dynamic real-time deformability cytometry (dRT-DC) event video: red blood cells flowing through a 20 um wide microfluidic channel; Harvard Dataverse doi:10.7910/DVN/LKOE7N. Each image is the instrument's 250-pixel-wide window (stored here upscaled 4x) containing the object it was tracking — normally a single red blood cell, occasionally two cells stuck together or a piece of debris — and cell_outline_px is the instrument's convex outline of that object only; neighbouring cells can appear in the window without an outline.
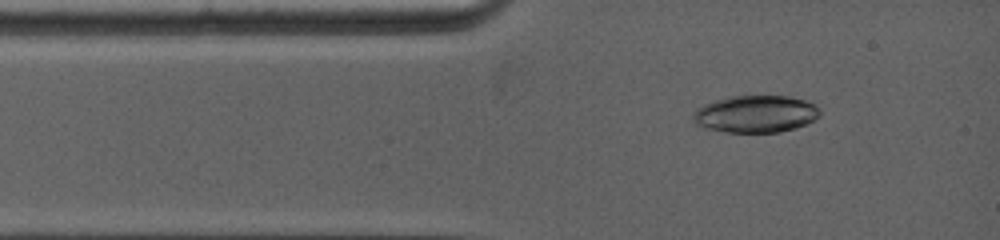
{"species": "common noctule bat (a hibernating species)", "species_latin": "Nyctalus noctula", "temperature_condition": "warm", "stored_images_in_passage": 2, "camera_frame_rate_fps": 5000, "um_per_image_px": 0.085, "animal": {"sex": "female", "body_mass_g": 19.0, "forearm_length_mm": 53.3}, "frame": {"image": 1, "passage_image": 1, "time_ms": 0.0, "image_size_px": [1000, 240], "cell_outline_px": [[820, 116], [796, 128], [780, 132], [724, 132], [704, 128], [692, 124], [692, 116], [704, 104], [716, 100], [732, 96], [788, 96], [804, 100], [816, 104], [820, 108]], "centroid_in_image_um": [64.23, 9.7], "position_along_channel_um": 20.8, "area_um2": 27.51}}
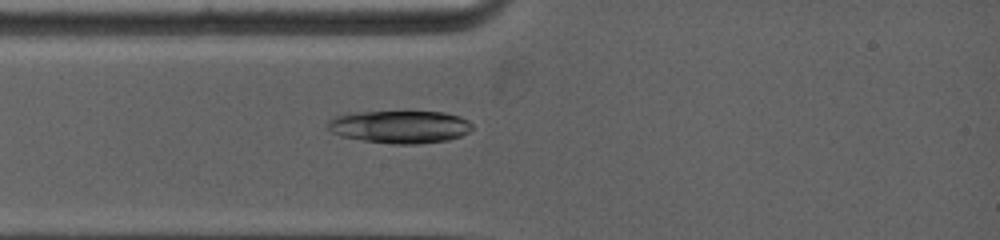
{"frame": {"image": 2, "passage_image": 2, "time_ms": 1.2, "image_size_px": [1000, 240], "cell_outline_px": [[472, 128], [468, 132], [460, 136], [448, 140], [416, 144], [392, 144], [364, 140], [344, 136], [332, 132], [324, 124], [332, 116], [348, 112], [444, 112], [460, 116], [468, 120], [472, 124]], "centroid_in_image_um": [33.96, 10.76], "position_along_channel_um": 51.0, "area_um2": 27.63}}